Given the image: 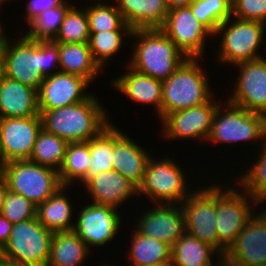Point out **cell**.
Returning <instances> with one entry per match:
<instances>
[{"mask_svg":"<svg viewBox=\"0 0 266 266\" xmlns=\"http://www.w3.org/2000/svg\"><path fill=\"white\" fill-rule=\"evenodd\" d=\"M20 35L13 41L10 38L1 52L3 75L38 91L45 77L60 72L59 46Z\"/></svg>","mask_w":266,"mask_h":266,"instance_id":"6da1fadb","label":"cell"},{"mask_svg":"<svg viewBox=\"0 0 266 266\" xmlns=\"http://www.w3.org/2000/svg\"><path fill=\"white\" fill-rule=\"evenodd\" d=\"M99 100L92 94L87 100L74 105L39 110L42 128L68 143L89 141L112 121Z\"/></svg>","mask_w":266,"mask_h":266,"instance_id":"7a4b0ae2","label":"cell"},{"mask_svg":"<svg viewBox=\"0 0 266 266\" xmlns=\"http://www.w3.org/2000/svg\"><path fill=\"white\" fill-rule=\"evenodd\" d=\"M132 38L136 41L126 66L160 81L169 78L187 59L160 28L134 29Z\"/></svg>","mask_w":266,"mask_h":266,"instance_id":"3957f363","label":"cell"},{"mask_svg":"<svg viewBox=\"0 0 266 266\" xmlns=\"http://www.w3.org/2000/svg\"><path fill=\"white\" fill-rule=\"evenodd\" d=\"M200 58H187L166 80L162 81L161 120L172 112L202 105L214 93Z\"/></svg>","mask_w":266,"mask_h":266,"instance_id":"277c9868","label":"cell"},{"mask_svg":"<svg viewBox=\"0 0 266 266\" xmlns=\"http://www.w3.org/2000/svg\"><path fill=\"white\" fill-rule=\"evenodd\" d=\"M266 24L258 21L240 20L231 16L222 22L213 37L219 36L218 51L215 57L218 63H227L234 66L258 58L264 57L259 54L260 45H264ZM263 43V44H262ZM263 55V56H262Z\"/></svg>","mask_w":266,"mask_h":266,"instance_id":"5b68a950","label":"cell"},{"mask_svg":"<svg viewBox=\"0 0 266 266\" xmlns=\"http://www.w3.org/2000/svg\"><path fill=\"white\" fill-rule=\"evenodd\" d=\"M224 102V103H223ZM221 102L215 112L208 143L234 144L260 141V148L266 146V116L246 111L230 103ZM225 106V107H224ZM261 139V140H260ZM255 140V141H254ZM241 141V142H240Z\"/></svg>","mask_w":266,"mask_h":266,"instance_id":"8992f818","label":"cell"},{"mask_svg":"<svg viewBox=\"0 0 266 266\" xmlns=\"http://www.w3.org/2000/svg\"><path fill=\"white\" fill-rule=\"evenodd\" d=\"M168 157L160 159L157 156L156 160L151 156L138 187V195L149 198L147 201H152V204H181L193 192L194 187H190L195 184H188L187 170L183 172L177 159Z\"/></svg>","mask_w":266,"mask_h":266,"instance_id":"52a82bcc","label":"cell"},{"mask_svg":"<svg viewBox=\"0 0 266 266\" xmlns=\"http://www.w3.org/2000/svg\"><path fill=\"white\" fill-rule=\"evenodd\" d=\"M0 177L8 190L25 196L36 206L62 187L57 170L29 160H15L0 165Z\"/></svg>","mask_w":266,"mask_h":266,"instance_id":"ba28073f","label":"cell"},{"mask_svg":"<svg viewBox=\"0 0 266 266\" xmlns=\"http://www.w3.org/2000/svg\"><path fill=\"white\" fill-rule=\"evenodd\" d=\"M226 180L227 184L224 187L223 184L219 185L217 183L216 227L218 233V252L221 256L225 254V251L234 242L237 234L246 226L255 210H258L257 207H260L257 201L240 187L238 183L233 180L234 183L230 187L228 179Z\"/></svg>","mask_w":266,"mask_h":266,"instance_id":"9c48e42d","label":"cell"},{"mask_svg":"<svg viewBox=\"0 0 266 266\" xmlns=\"http://www.w3.org/2000/svg\"><path fill=\"white\" fill-rule=\"evenodd\" d=\"M53 234L37 217L15 223L0 257L20 266H47Z\"/></svg>","mask_w":266,"mask_h":266,"instance_id":"30bf717a","label":"cell"},{"mask_svg":"<svg viewBox=\"0 0 266 266\" xmlns=\"http://www.w3.org/2000/svg\"><path fill=\"white\" fill-rule=\"evenodd\" d=\"M195 188L181 203L184 215L185 233L207 243L218 251L217 183Z\"/></svg>","mask_w":266,"mask_h":266,"instance_id":"8fae6325","label":"cell"},{"mask_svg":"<svg viewBox=\"0 0 266 266\" xmlns=\"http://www.w3.org/2000/svg\"><path fill=\"white\" fill-rule=\"evenodd\" d=\"M212 97L208 102L190 107L187 109L178 110L167 114L160 122L162 123V131L160 135L163 138L177 140H200L207 141L211 128L212 121L217 111L219 104L222 102L214 100ZM163 133V134H162Z\"/></svg>","mask_w":266,"mask_h":266,"instance_id":"7c38bea8","label":"cell"},{"mask_svg":"<svg viewBox=\"0 0 266 266\" xmlns=\"http://www.w3.org/2000/svg\"><path fill=\"white\" fill-rule=\"evenodd\" d=\"M79 209L74 220L73 231L87 244L91 246H106L120 233L119 229L124 219L123 214L115 207L86 202ZM121 215V216H120ZM123 218V219H122Z\"/></svg>","mask_w":266,"mask_h":266,"instance_id":"4fadbf2b","label":"cell"},{"mask_svg":"<svg viewBox=\"0 0 266 266\" xmlns=\"http://www.w3.org/2000/svg\"><path fill=\"white\" fill-rule=\"evenodd\" d=\"M160 29L187 58L201 59L206 53V41L213 37V34L193 15L190 6L169 9L166 21Z\"/></svg>","mask_w":266,"mask_h":266,"instance_id":"5bb4252c","label":"cell"},{"mask_svg":"<svg viewBox=\"0 0 266 266\" xmlns=\"http://www.w3.org/2000/svg\"><path fill=\"white\" fill-rule=\"evenodd\" d=\"M239 70L233 90L227 99L246 111L266 116V59L265 57L235 65ZM239 75V76H238ZM238 77V78H237Z\"/></svg>","mask_w":266,"mask_h":266,"instance_id":"9a60e30c","label":"cell"},{"mask_svg":"<svg viewBox=\"0 0 266 266\" xmlns=\"http://www.w3.org/2000/svg\"><path fill=\"white\" fill-rule=\"evenodd\" d=\"M41 130L40 114L27 118H0V165L29 160Z\"/></svg>","mask_w":266,"mask_h":266,"instance_id":"2e32d148","label":"cell"},{"mask_svg":"<svg viewBox=\"0 0 266 266\" xmlns=\"http://www.w3.org/2000/svg\"><path fill=\"white\" fill-rule=\"evenodd\" d=\"M222 257L223 265L266 263V215L260 208L249 218Z\"/></svg>","mask_w":266,"mask_h":266,"instance_id":"e0dca14e","label":"cell"},{"mask_svg":"<svg viewBox=\"0 0 266 266\" xmlns=\"http://www.w3.org/2000/svg\"><path fill=\"white\" fill-rule=\"evenodd\" d=\"M157 205V206H156ZM152 207V208H151ZM134 219V229L145 237L155 238L172 246L185 234L181 204H152Z\"/></svg>","mask_w":266,"mask_h":266,"instance_id":"ac0fdd59","label":"cell"},{"mask_svg":"<svg viewBox=\"0 0 266 266\" xmlns=\"http://www.w3.org/2000/svg\"><path fill=\"white\" fill-rule=\"evenodd\" d=\"M90 83L80 76L57 72L45 77L39 90L38 110H54L87 100Z\"/></svg>","mask_w":266,"mask_h":266,"instance_id":"d6986e66","label":"cell"},{"mask_svg":"<svg viewBox=\"0 0 266 266\" xmlns=\"http://www.w3.org/2000/svg\"><path fill=\"white\" fill-rule=\"evenodd\" d=\"M133 141L113 124V170L119 172L137 188L141 185L151 151Z\"/></svg>","mask_w":266,"mask_h":266,"instance_id":"ffe728a7","label":"cell"},{"mask_svg":"<svg viewBox=\"0 0 266 266\" xmlns=\"http://www.w3.org/2000/svg\"><path fill=\"white\" fill-rule=\"evenodd\" d=\"M92 203L108 205L118 209L133 195H138V188L119 172L112 170L92 176L83 186Z\"/></svg>","mask_w":266,"mask_h":266,"instance_id":"44dd1931","label":"cell"},{"mask_svg":"<svg viewBox=\"0 0 266 266\" xmlns=\"http://www.w3.org/2000/svg\"><path fill=\"white\" fill-rule=\"evenodd\" d=\"M127 67V72L111 80L112 88L134 103L154 106L161 121L162 81Z\"/></svg>","mask_w":266,"mask_h":266,"instance_id":"7402d4cb","label":"cell"},{"mask_svg":"<svg viewBox=\"0 0 266 266\" xmlns=\"http://www.w3.org/2000/svg\"><path fill=\"white\" fill-rule=\"evenodd\" d=\"M37 90L5 76L0 81V118L39 115Z\"/></svg>","mask_w":266,"mask_h":266,"instance_id":"603a6c76","label":"cell"},{"mask_svg":"<svg viewBox=\"0 0 266 266\" xmlns=\"http://www.w3.org/2000/svg\"><path fill=\"white\" fill-rule=\"evenodd\" d=\"M114 1L123 19L133 30L161 28L169 12L166 0Z\"/></svg>","mask_w":266,"mask_h":266,"instance_id":"cb8c5ba5","label":"cell"},{"mask_svg":"<svg viewBox=\"0 0 266 266\" xmlns=\"http://www.w3.org/2000/svg\"><path fill=\"white\" fill-rule=\"evenodd\" d=\"M68 188L72 186H62L49 199L39 204L36 210L38 221L48 230L55 232L71 231L74 223L72 220L75 209L70 202ZM67 194V195H66Z\"/></svg>","mask_w":266,"mask_h":266,"instance_id":"d4e9b609","label":"cell"},{"mask_svg":"<svg viewBox=\"0 0 266 266\" xmlns=\"http://www.w3.org/2000/svg\"><path fill=\"white\" fill-rule=\"evenodd\" d=\"M171 261L174 266H224L214 247L187 233L171 246Z\"/></svg>","mask_w":266,"mask_h":266,"instance_id":"484cf974","label":"cell"},{"mask_svg":"<svg viewBox=\"0 0 266 266\" xmlns=\"http://www.w3.org/2000/svg\"><path fill=\"white\" fill-rule=\"evenodd\" d=\"M92 252L73 230L55 232L47 266H82Z\"/></svg>","mask_w":266,"mask_h":266,"instance_id":"4316f807","label":"cell"},{"mask_svg":"<svg viewBox=\"0 0 266 266\" xmlns=\"http://www.w3.org/2000/svg\"><path fill=\"white\" fill-rule=\"evenodd\" d=\"M60 72L85 78L90 84L103 71L94 61L88 43H58Z\"/></svg>","mask_w":266,"mask_h":266,"instance_id":"83f0119b","label":"cell"},{"mask_svg":"<svg viewBox=\"0 0 266 266\" xmlns=\"http://www.w3.org/2000/svg\"><path fill=\"white\" fill-rule=\"evenodd\" d=\"M129 266H148L171 261V246L155 238L145 237L135 229L130 231ZM132 237V238H131Z\"/></svg>","mask_w":266,"mask_h":266,"instance_id":"f1b7e54d","label":"cell"},{"mask_svg":"<svg viewBox=\"0 0 266 266\" xmlns=\"http://www.w3.org/2000/svg\"><path fill=\"white\" fill-rule=\"evenodd\" d=\"M89 143H69L66 149L65 159L59 170V179L62 186L84 185L88 181V169L90 166Z\"/></svg>","mask_w":266,"mask_h":266,"instance_id":"f546056e","label":"cell"},{"mask_svg":"<svg viewBox=\"0 0 266 266\" xmlns=\"http://www.w3.org/2000/svg\"><path fill=\"white\" fill-rule=\"evenodd\" d=\"M68 144L64 139L48 133L42 128L34 143L29 161L59 172L65 159Z\"/></svg>","mask_w":266,"mask_h":266,"instance_id":"4dcf8cb0","label":"cell"},{"mask_svg":"<svg viewBox=\"0 0 266 266\" xmlns=\"http://www.w3.org/2000/svg\"><path fill=\"white\" fill-rule=\"evenodd\" d=\"M133 30H110L100 33H90L88 45L91 50L94 61L104 71V67L108 65V61L114 59L122 45L128 44L124 39L130 37Z\"/></svg>","mask_w":266,"mask_h":266,"instance_id":"1f68e13d","label":"cell"},{"mask_svg":"<svg viewBox=\"0 0 266 266\" xmlns=\"http://www.w3.org/2000/svg\"><path fill=\"white\" fill-rule=\"evenodd\" d=\"M70 1V2H69ZM73 1L66 0L61 6L40 13L29 25L24 34L34 41H54Z\"/></svg>","mask_w":266,"mask_h":266,"instance_id":"d6a6232c","label":"cell"},{"mask_svg":"<svg viewBox=\"0 0 266 266\" xmlns=\"http://www.w3.org/2000/svg\"><path fill=\"white\" fill-rule=\"evenodd\" d=\"M90 166L88 180L100 172L113 170V122L89 141Z\"/></svg>","mask_w":266,"mask_h":266,"instance_id":"836d02e7","label":"cell"},{"mask_svg":"<svg viewBox=\"0 0 266 266\" xmlns=\"http://www.w3.org/2000/svg\"><path fill=\"white\" fill-rule=\"evenodd\" d=\"M87 5L90 33H100L110 30H133L123 19L116 5L103 3L104 0ZM107 1V0H106Z\"/></svg>","mask_w":266,"mask_h":266,"instance_id":"e575fe53","label":"cell"},{"mask_svg":"<svg viewBox=\"0 0 266 266\" xmlns=\"http://www.w3.org/2000/svg\"><path fill=\"white\" fill-rule=\"evenodd\" d=\"M257 159L251 161L246 169L233 180L249 193L260 205L266 200V146L260 148ZM238 181V182H237Z\"/></svg>","mask_w":266,"mask_h":266,"instance_id":"d590c367","label":"cell"},{"mask_svg":"<svg viewBox=\"0 0 266 266\" xmlns=\"http://www.w3.org/2000/svg\"><path fill=\"white\" fill-rule=\"evenodd\" d=\"M74 5L75 3L66 12L54 42L88 43L90 31L87 7H79L78 9Z\"/></svg>","mask_w":266,"mask_h":266,"instance_id":"8d00e7d4","label":"cell"},{"mask_svg":"<svg viewBox=\"0 0 266 266\" xmlns=\"http://www.w3.org/2000/svg\"><path fill=\"white\" fill-rule=\"evenodd\" d=\"M193 15L214 34L217 27L232 16L231 0H194Z\"/></svg>","mask_w":266,"mask_h":266,"instance_id":"74e56055","label":"cell"},{"mask_svg":"<svg viewBox=\"0 0 266 266\" xmlns=\"http://www.w3.org/2000/svg\"><path fill=\"white\" fill-rule=\"evenodd\" d=\"M37 206L25 196L6 191L1 214L12 224L36 218Z\"/></svg>","mask_w":266,"mask_h":266,"instance_id":"f35d334b","label":"cell"},{"mask_svg":"<svg viewBox=\"0 0 266 266\" xmlns=\"http://www.w3.org/2000/svg\"><path fill=\"white\" fill-rule=\"evenodd\" d=\"M232 17L266 24V0H231Z\"/></svg>","mask_w":266,"mask_h":266,"instance_id":"ab89813d","label":"cell"},{"mask_svg":"<svg viewBox=\"0 0 266 266\" xmlns=\"http://www.w3.org/2000/svg\"><path fill=\"white\" fill-rule=\"evenodd\" d=\"M66 0H28L25 7V22L29 25L40 13L61 6Z\"/></svg>","mask_w":266,"mask_h":266,"instance_id":"60d3db41","label":"cell"},{"mask_svg":"<svg viewBox=\"0 0 266 266\" xmlns=\"http://www.w3.org/2000/svg\"><path fill=\"white\" fill-rule=\"evenodd\" d=\"M12 226L13 224L0 214V251L4 248L9 239Z\"/></svg>","mask_w":266,"mask_h":266,"instance_id":"b9f144b4","label":"cell"},{"mask_svg":"<svg viewBox=\"0 0 266 266\" xmlns=\"http://www.w3.org/2000/svg\"><path fill=\"white\" fill-rule=\"evenodd\" d=\"M1 12V11H0ZM4 25H2V20L0 19V56H1V52L3 51V48L7 45L9 39L11 37H9V35L5 34V30H4Z\"/></svg>","mask_w":266,"mask_h":266,"instance_id":"7bdbcfd3","label":"cell"},{"mask_svg":"<svg viewBox=\"0 0 266 266\" xmlns=\"http://www.w3.org/2000/svg\"><path fill=\"white\" fill-rule=\"evenodd\" d=\"M194 0H166L169 9L180 6H189Z\"/></svg>","mask_w":266,"mask_h":266,"instance_id":"ee69618b","label":"cell"},{"mask_svg":"<svg viewBox=\"0 0 266 266\" xmlns=\"http://www.w3.org/2000/svg\"><path fill=\"white\" fill-rule=\"evenodd\" d=\"M7 190L8 188L5 181L0 177V214L2 212L4 198Z\"/></svg>","mask_w":266,"mask_h":266,"instance_id":"f6af8a7d","label":"cell"},{"mask_svg":"<svg viewBox=\"0 0 266 266\" xmlns=\"http://www.w3.org/2000/svg\"><path fill=\"white\" fill-rule=\"evenodd\" d=\"M0 266H20V265L14 263V262L5 260V259L0 257Z\"/></svg>","mask_w":266,"mask_h":266,"instance_id":"bcb514c9","label":"cell"},{"mask_svg":"<svg viewBox=\"0 0 266 266\" xmlns=\"http://www.w3.org/2000/svg\"><path fill=\"white\" fill-rule=\"evenodd\" d=\"M148 266H173V263L172 261H166V262H161V263L152 264Z\"/></svg>","mask_w":266,"mask_h":266,"instance_id":"7dc6e473","label":"cell"},{"mask_svg":"<svg viewBox=\"0 0 266 266\" xmlns=\"http://www.w3.org/2000/svg\"><path fill=\"white\" fill-rule=\"evenodd\" d=\"M3 76H4L3 75V66H2L1 59H0V81H1V79H2Z\"/></svg>","mask_w":266,"mask_h":266,"instance_id":"c3c4849f","label":"cell"},{"mask_svg":"<svg viewBox=\"0 0 266 266\" xmlns=\"http://www.w3.org/2000/svg\"><path fill=\"white\" fill-rule=\"evenodd\" d=\"M224 266H246V265H224ZM249 266H266V263H262L259 265H249Z\"/></svg>","mask_w":266,"mask_h":266,"instance_id":"681fc988","label":"cell"},{"mask_svg":"<svg viewBox=\"0 0 266 266\" xmlns=\"http://www.w3.org/2000/svg\"><path fill=\"white\" fill-rule=\"evenodd\" d=\"M264 203H266V200L264 202H262L260 205H263ZM265 205H263V207L261 206L260 209L265 213L266 215V206L264 207Z\"/></svg>","mask_w":266,"mask_h":266,"instance_id":"f907efd6","label":"cell"},{"mask_svg":"<svg viewBox=\"0 0 266 266\" xmlns=\"http://www.w3.org/2000/svg\"><path fill=\"white\" fill-rule=\"evenodd\" d=\"M6 1H10V0H0V10L2 7H4V3H7Z\"/></svg>","mask_w":266,"mask_h":266,"instance_id":"816d5d0a","label":"cell"}]
</instances>
